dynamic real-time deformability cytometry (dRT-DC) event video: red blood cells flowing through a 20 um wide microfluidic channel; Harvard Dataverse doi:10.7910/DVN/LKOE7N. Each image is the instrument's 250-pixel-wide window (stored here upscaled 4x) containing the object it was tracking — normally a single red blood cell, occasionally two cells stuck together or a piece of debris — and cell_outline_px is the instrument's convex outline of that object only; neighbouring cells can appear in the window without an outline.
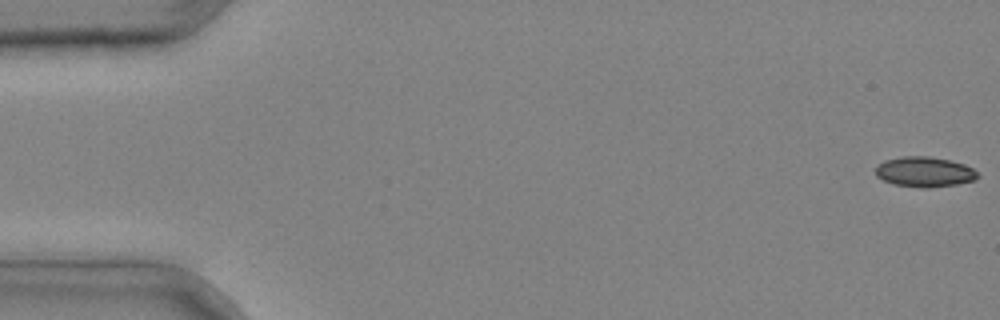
{"species": "common noctule bat (a hibernating species)", "species_latin": "Nyctalus noctula", "temperature_condition": "cold", "stored_images_in_passage": 13, "camera_frame_rate_fps": 3000, "um_per_image_px": 0.085, "animal": {"sex": "male", "body_mass_g": 20.4}, "frame": {"image": 1, "passage_image": 1, "time_ms": 0.0, "image_size_px": [1000, 320], "cell_outline_px": [[980, 176], [976, 180], [956, 184], [928, 188], [920, 188], [896, 184], [884, 180], [876, 176], [876, 164], [884, 160], [900, 156], [928, 156], [948, 160], [964, 164], [972, 168]], "centroid_in_image_um": [78.57, 14.6], "position_along_channel_um": 6.4, "area_um2": 17.98}}
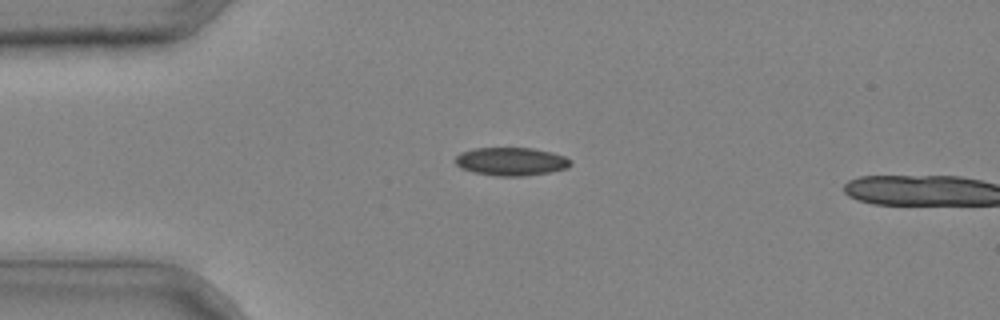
{"frame": {"image": 2, "passage_image": 11, "time_ms": 3.333, "image_size_px": [1000, 320], "cell_outline_px": [[572, 164], [568, 168], [548, 172], [524, 176], [496, 176], [472, 172], [460, 168], [456, 164], [456, 156], [460, 152], [476, 148], [532, 148], [552, 152], [564, 156], [572, 160]], "centroid_in_image_um": [43.45, 13.73], "position_along_channel_um": 41.5, "area_um2": 19.02}}